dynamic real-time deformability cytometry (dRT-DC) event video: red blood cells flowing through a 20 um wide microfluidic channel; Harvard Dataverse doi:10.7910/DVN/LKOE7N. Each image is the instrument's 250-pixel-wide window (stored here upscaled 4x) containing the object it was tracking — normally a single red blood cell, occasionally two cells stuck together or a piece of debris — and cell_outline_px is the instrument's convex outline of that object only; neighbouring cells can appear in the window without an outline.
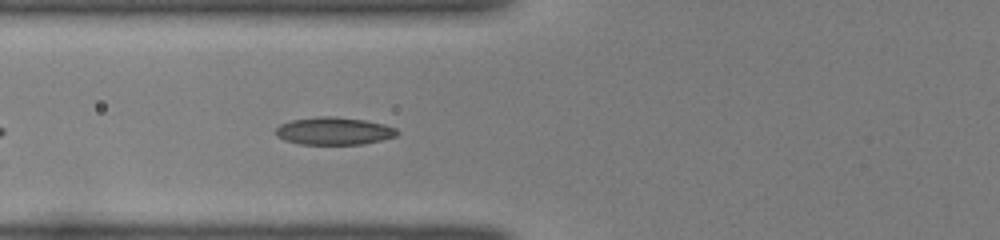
{"species": "common noctule bat (a hibernating species)", "species_latin": "Nyctalus noctula", "temperature_condition": "room temperature", "stored_images_in_passage": 36, "camera_frame_rate_fps": 3000, "um_per_image_px": 0.085, "animal": {"sex": "female", "body_mass_g": 22.0, "forearm_length_mm": 56.7}, "frame": {"image": 1, "passage_image": 6, "time_ms": 1.667, "image_size_px": [1000, 240], "cell_outline_px": [[400, 132], [396, 136], [364, 144], [300, 144], [284, 140], [276, 136], [276, 128], [280, 124], [292, 120], [320, 116], [332, 116], [364, 120], [384, 124], [396, 128]], "centroid_in_image_um": [28.39, 11.13], "position_along_channel_um": 97.4, "area_um2": 19.48}}
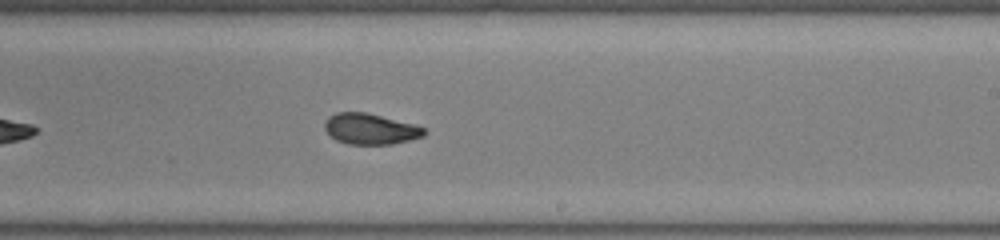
{"frame": {"image": 2, "passage_image": 18, "time_ms": 5.667, "image_size_px": [1000, 240], "cell_outline_px": [[428, 132], [424, 136], [392, 144], [348, 144], [336, 140], [324, 128], [324, 124], [328, 116], [336, 112], [364, 112], [416, 124], [424, 128]], "centroid_in_image_um": [31.49, 10.95], "position_along_channel_um": 257.5, "area_um2": 17.86}}
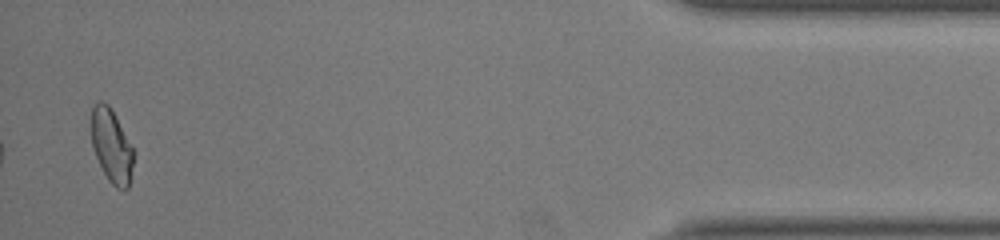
{"frame": {"image": 3, "passage_image": 35, "time_ms": 11.333, "image_size_px": [1000, 240], "cell_outline_px": [[132, 164], [128, 188], [116, 188], [108, 180], [96, 156], [92, 144], [92, 108], [100, 100], [104, 100], [108, 104], [132, 148]], "centroid_in_image_um": [9.45, 12.4], "position_along_channel_um": 425.7, "area_um2": 17.22}, "authors_computed_cell_mechanics": {"area_um2": 18.2648, "velocity_mm_per_s": 4.0066, "shape_relaxation_time_tau1_ms": 6.3697, "shape_relaxation_time_tau2_ms": 1.1135, "deformation_change_tau1": 0.1915, "deformation_change_tau2": 0.0489}}